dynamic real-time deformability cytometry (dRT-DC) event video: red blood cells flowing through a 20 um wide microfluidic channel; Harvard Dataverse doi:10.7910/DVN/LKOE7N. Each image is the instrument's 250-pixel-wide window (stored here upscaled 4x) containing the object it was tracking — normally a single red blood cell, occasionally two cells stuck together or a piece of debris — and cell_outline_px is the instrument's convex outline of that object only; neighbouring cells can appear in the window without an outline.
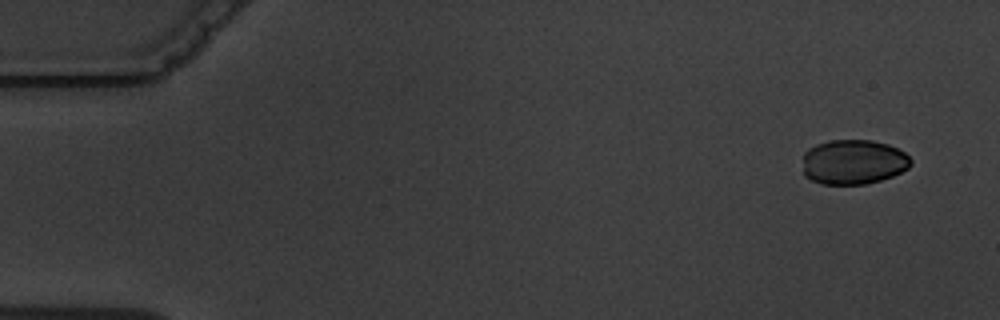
{"species": "common noctule bat (a hibernating species)", "species_latin": "Nyctalus noctula", "temperature_condition": "warm", "stored_images_in_passage": 6, "camera_frame_rate_fps": 3000, "um_per_image_px": 0.085, "animal": {"sex": "male", "body_mass_g": 19.5, "forearm_length_mm": 54.6}, "frame": {"image": 1, "passage_image": 1, "time_ms": 0.0, "image_size_px": [1000, 320], "cell_outline_px": [[912, 164], [908, 168], [892, 176], [880, 180], [864, 184], [820, 184], [804, 176], [804, 152], [808, 148], [816, 144], [828, 140], [872, 140], [888, 144], [904, 152], [912, 160]], "centroid_in_image_um": [72.53, 13.76], "position_along_channel_um": 12.5, "area_um2": 28.32}}
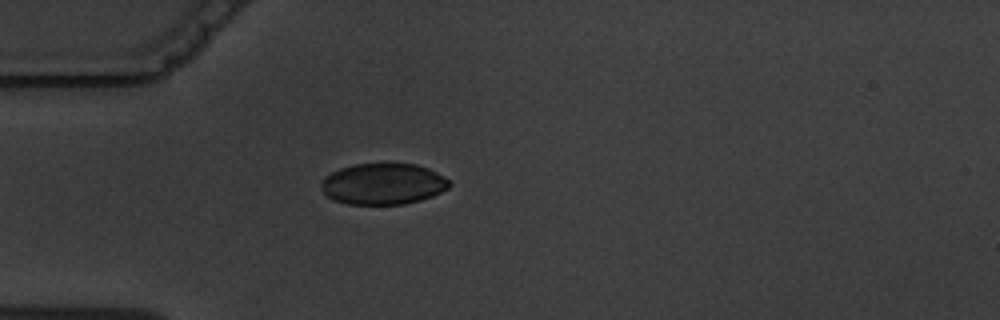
{"frame": {"image": 2, "passage_image": 4, "time_ms": 4.333, "image_size_px": [1000, 320], "cell_outline_px": [[452, 184], [448, 188], [432, 196], [420, 200], [404, 204], [348, 204], [332, 200], [324, 196], [324, 176], [340, 168], [352, 164], [416, 164], [428, 168], [444, 176]], "centroid_in_image_um": [32.57, 15.64], "position_along_channel_um": 52.4, "area_um2": 30.63}}